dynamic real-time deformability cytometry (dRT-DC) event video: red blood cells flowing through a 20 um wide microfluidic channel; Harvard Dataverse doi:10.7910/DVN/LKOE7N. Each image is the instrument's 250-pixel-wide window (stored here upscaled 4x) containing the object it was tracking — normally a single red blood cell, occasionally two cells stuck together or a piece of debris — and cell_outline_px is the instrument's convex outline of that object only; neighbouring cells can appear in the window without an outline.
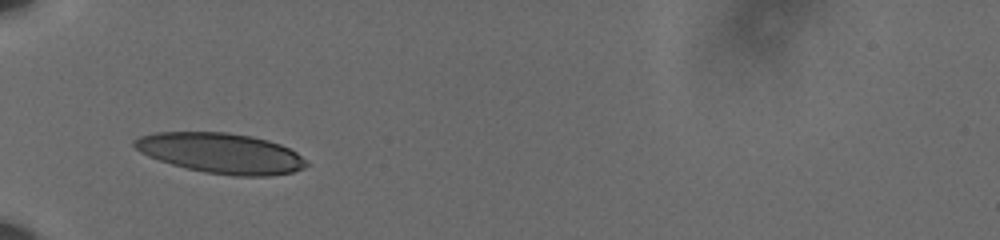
{"species": "human", "species_latin": "Homo sapiens", "temperature_condition": "cold", "stored_images_in_passage": 32, "camera_frame_rate_fps": 3000, "um_per_image_px": 0.085, "donor": {"sex": "male"}, "frame": {"image": 1, "passage_image": 1, "time_ms": 0.0, "image_size_px": [1000, 240], "cell_outline_px": [[308, 164], [304, 168], [292, 172], [268, 176], [236, 176], [204, 172], [172, 164], [148, 156], [140, 152], [132, 144], [132, 140], [140, 136], [156, 132], [228, 132], [252, 136], [268, 140], [280, 144], [296, 152]], "centroid_in_image_um": [18.76, 13.01], "position_along_channel_um": 66.2, "area_um2": 40.23}}
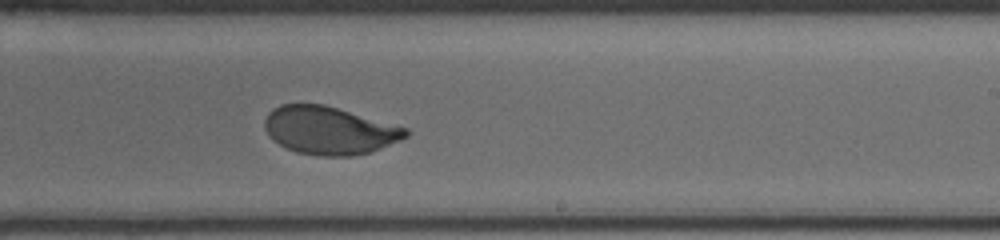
{"frame": {"image": 2, "passage_image": 18, "time_ms": 5.667, "image_size_px": [1000, 240], "cell_outline_px": [[408, 136], [400, 140], [372, 152], [352, 156], [320, 156], [296, 152], [272, 140], [264, 128], [264, 120], [268, 112], [272, 108], [280, 104], [324, 104], [408, 128]], "centroid_in_image_um": [27.98, 11.08], "position_along_channel_um": 261.0, "area_um2": 39.48}}
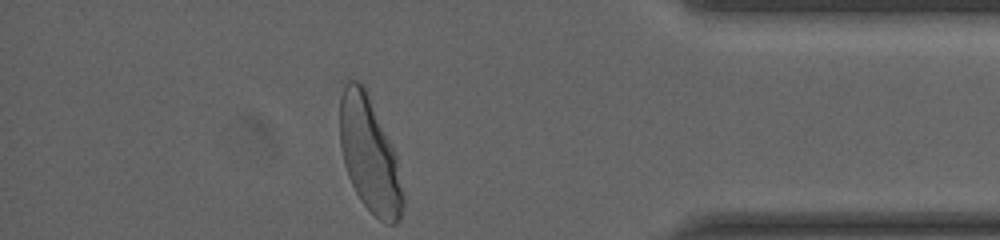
{"frame": {"image": 3, "passage_image": 32, "time_ms": 10.333, "image_size_px": [1000, 240], "cell_outline_px": [[404, 204], [400, 220], [396, 224], [384, 224], [360, 200], [348, 176], [344, 164], [340, 148], [340, 96], [344, 84], [348, 80], [356, 80], [364, 84], [396, 152], [404, 196]], "centroid_in_image_um": [31.42, 13.14], "position_along_channel_um": 403.8, "area_um2": 42.77}, "authors_computed_cell_mechanics": {"area_um2": 40.2866, "velocity_mm_per_s": 3.5726, "shape_relaxation_time_tau1_ms": 3.9476, "shape_relaxation_time_tau2_ms": null, "deformation_change_tau1": 0.1694, "deformation_change_tau2": null}}